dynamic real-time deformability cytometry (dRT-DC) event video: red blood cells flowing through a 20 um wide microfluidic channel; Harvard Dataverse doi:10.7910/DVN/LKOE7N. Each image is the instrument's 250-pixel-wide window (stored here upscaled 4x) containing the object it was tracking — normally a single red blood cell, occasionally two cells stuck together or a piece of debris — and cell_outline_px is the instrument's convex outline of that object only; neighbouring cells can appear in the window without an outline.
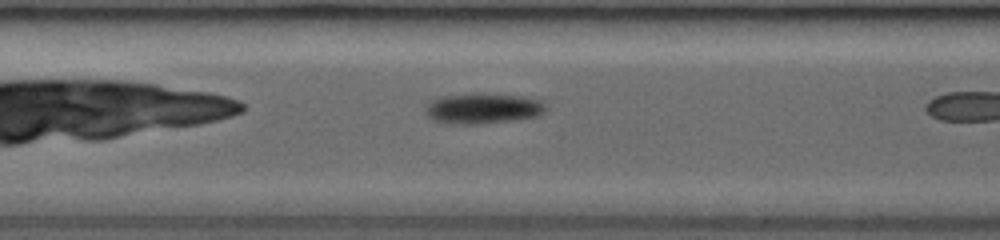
{"species": "common noctule bat (a hibernating species)", "species_latin": "Nyctalus noctula", "temperature_condition": "room temperature", "stored_images_in_passage": 10, "camera_frame_rate_fps": 3000, "um_per_image_px": 0.085, "animal": {"sex": "female", "body_mass_g": 19.0, "forearm_length_mm": 53.3}, "frame": {"image": 1, "passage_image": 9, "time_ms": 2.667, "image_size_px": [1000, 240], "cell_outline_px": [[548, 108], [544, 112], [536, 116], [508, 120], [476, 124], [452, 124], [436, 120], [428, 116], [428, 104], [432, 100], [440, 96], [476, 92], [524, 96], [540, 100], [548, 104]], "centroid_in_image_um": [41.1, 9.18], "position_along_channel_um": 166.3, "area_um2": 21.39}}